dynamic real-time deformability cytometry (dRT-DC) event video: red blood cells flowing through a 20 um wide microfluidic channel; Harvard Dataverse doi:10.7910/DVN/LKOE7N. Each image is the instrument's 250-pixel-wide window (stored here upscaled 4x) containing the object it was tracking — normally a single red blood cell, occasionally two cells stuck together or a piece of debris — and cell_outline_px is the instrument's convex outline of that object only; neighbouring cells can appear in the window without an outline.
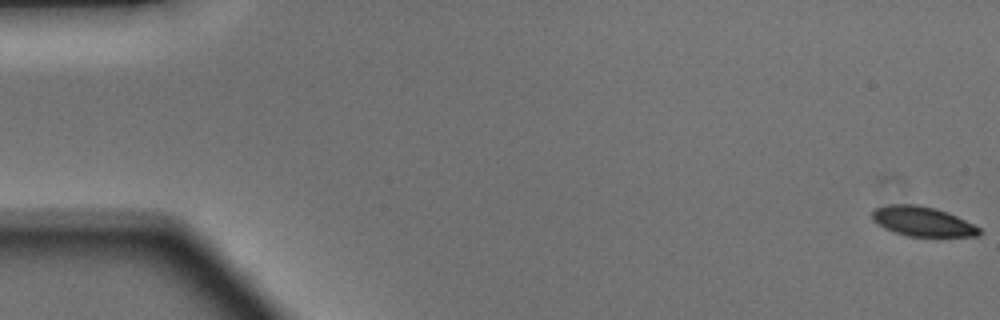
{"species": "Egyptian fruit bat (a non-hibernating species)", "species_latin": "Rousettus aegyptiacus", "temperature_condition": "warm", "stored_images_in_passage": 50, "camera_frame_rate_fps": 3000, "um_per_image_px": 0.085, "animal": {"sex": "male"}, "frame": {"image": 1, "passage_image": 1, "time_ms": 0.0, "image_size_px": [1000, 320], "cell_outline_px": [[980, 236], [908, 236], [884, 228], [872, 220], [872, 208], [888, 204], [916, 204], [936, 208], [948, 212], [980, 228]], "centroid_in_image_um": [78.37, 18.8], "position_along_channel_um": 6.6, "area_um2": 18.5}}
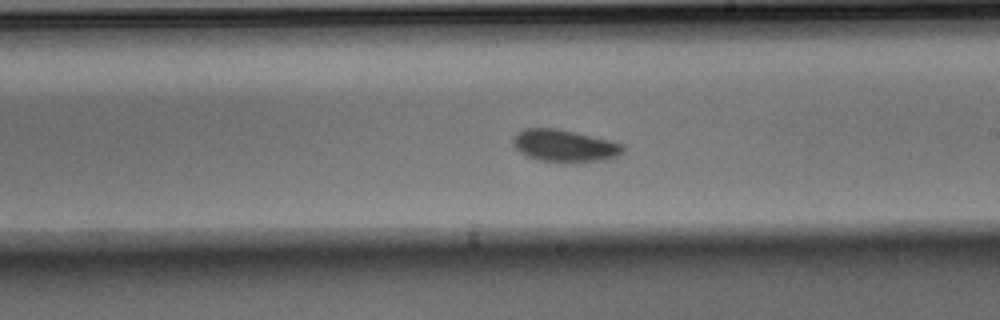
{"frame": {"image": 2, "passage_image": 29, "time_ms": 9.333, "image_size_px": [1000, 320], "cell_outline_px": [[624, 152], [608, 160], [568, 164], [564, 164], [540, 160], [528, 156], [520, 152], [512, 144], [512, 140], [516, 132], [524, 128], [560, 128], [624, 144]], "centroid_in_image_um": [47.99, 12.41], "position_along_channel_um": 241.0, "area_um2": 21.21}}
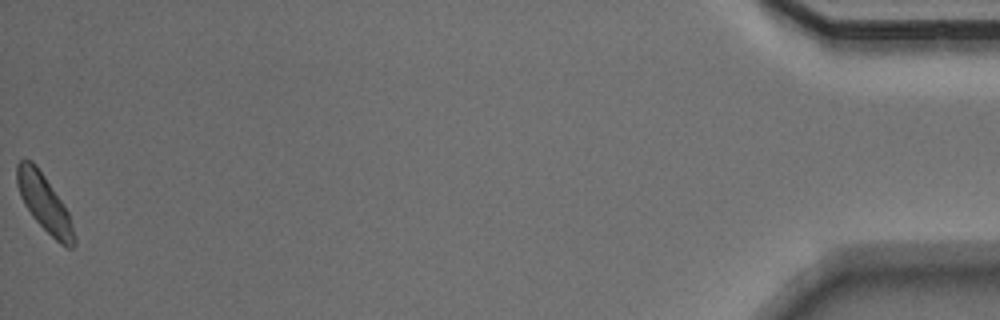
{"frame": {"image": 3, "passage_image": 50, "time_ms": 16.333, "image_size_px": [1000, 320], "cell_outline_px": [[76, 244], [72, 248], [68, 248], [60, 244], [32, 216], [24, 204], [20, 196], [16, 184], [16, 164], [20, 160], [32, 160], [36, 164], [68, 212], [76, 240]], "centroid_in_image_um": [3.74, 17.26], "position_along_channel_um": 431.5, "area_um2": 18.67}, "authors_computed_cell_mechanics": {"area_um2": 19.6231, "velocity_mm_per_s": 4.123, "shape_relaxation_time_tau1_ms": 1.6822, "shape_relaxation_time_tau2_ms": null, "deformation_change_tau1": 0.0853, "deformation_change_tau2": null}}